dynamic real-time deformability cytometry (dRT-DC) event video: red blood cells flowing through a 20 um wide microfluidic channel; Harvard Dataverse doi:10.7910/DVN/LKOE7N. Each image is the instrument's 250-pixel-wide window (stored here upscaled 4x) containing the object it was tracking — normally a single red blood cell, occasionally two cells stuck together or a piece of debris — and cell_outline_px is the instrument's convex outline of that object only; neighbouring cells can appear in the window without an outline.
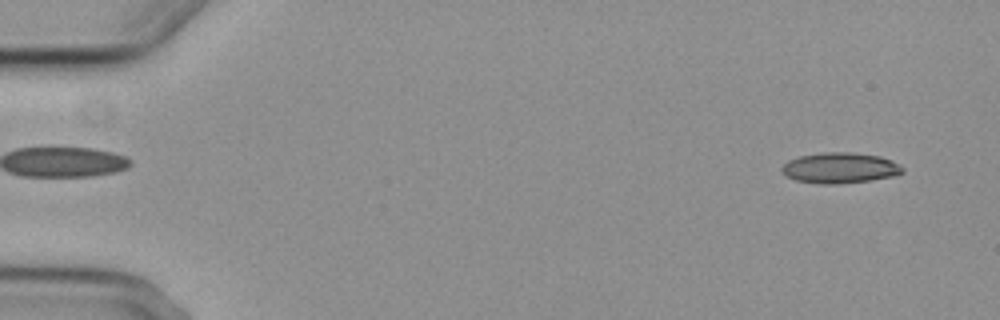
{"species": "common noctule bat (a hibernating species)", "species_latin": "Nyctalus noctula", "temperature_condition": "cold", "stored_images_in_passage": 6, "segment_of_instrument_passage": [2, 2], "camera_frame_rate_fps": 3000, "um_per_image_px": 0.085, "animal": {"sex": "female", "body_mass_g": 29.2, "forearm_length_mm": 56.3}, "frame": {"image": 1, "passage_image": 6, "time_ms": 6.333, "image_size_px": [1000, 320], "cell_outline_px": [[904, 172], [892, 176], [872, 180], [836, 184], [820, 184], [796, 180], [780, 172], [780, 168], [788, 160], [800, 156], [820, 152], [852, 152], [880, 156], [892, 160], [900, 164], [904, 168]], "centroid_in_image_um": [71.4, 14.26], "position_along_channel_um": 13.6, "area_um2": 21.73}}